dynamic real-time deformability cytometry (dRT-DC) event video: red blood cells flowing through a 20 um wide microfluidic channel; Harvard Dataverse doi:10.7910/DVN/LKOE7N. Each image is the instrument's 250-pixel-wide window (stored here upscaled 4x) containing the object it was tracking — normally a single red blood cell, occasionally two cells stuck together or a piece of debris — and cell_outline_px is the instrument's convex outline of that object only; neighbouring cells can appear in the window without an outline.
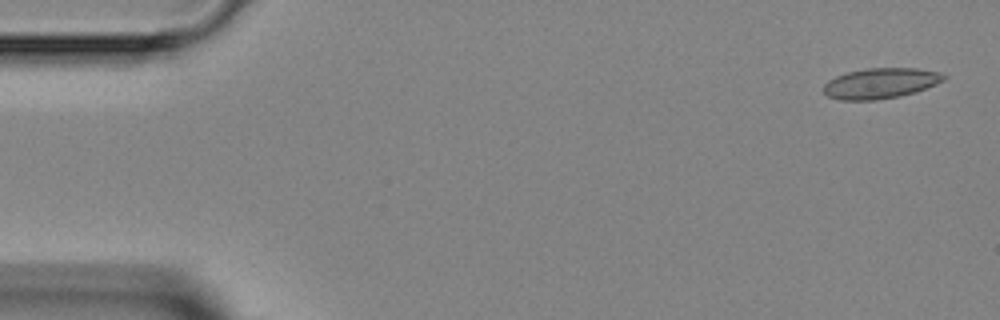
{"species": "Egyptian fruit bat (a non-hibernating species)", "species_latin": "Rousettus aegyptiacus", "temperature_condition": "room temperature", "stored_images_in_passage": 4, "camera_frame_rate_fps": 3000, "um_per_image_px": 0.085, "animal": {"sex": "female"}, "frame": {"image": 1, "passage_image": 1, "time_ms": 0.0, "image_size_px": [1000, 320], "cell_outline_px": [[948, 76], [944, 80], [936, 84], [916, 92], [900, 96], [876, 100], [840, 100], [828, 96], [824, 92], [824, 84], [828, 80], [836, 76], [848, 72], [868, 68], [916, 68], [940, 72]], "centroid_in_image_um": [74.86, 7.08], "position_along_channel_um": 10.1, "area_um2": 21.39}}
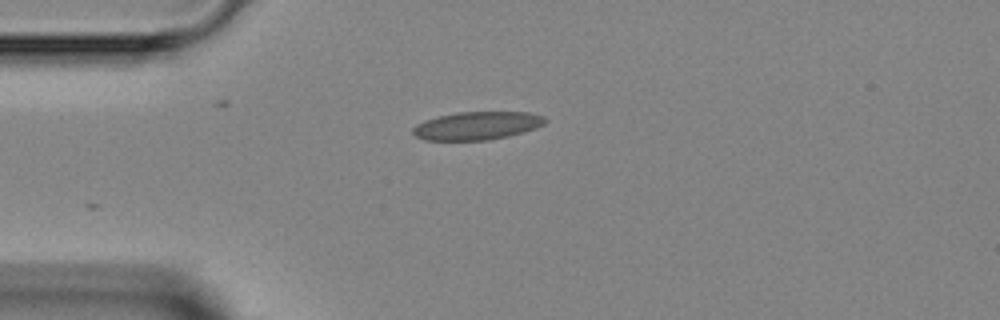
{"frame": {"image": 2, "passage_image": 4, "time_ms": 3.333, "image_size_px": [1000, 320], "cell_outline_px": [[548, 120], [544, 124], [536, 128], [524, 132], [508, 136], [488, 140], [424, 140], [416, 136], [412, 132], [412, 128], [416, 124], [424, 120], [456, 112], [528, 112], [544, 116]], "centroid_in_image_um": [40.56, 10.68], "position_along_channel_um": 44.4, "area_um2": 21.73}}